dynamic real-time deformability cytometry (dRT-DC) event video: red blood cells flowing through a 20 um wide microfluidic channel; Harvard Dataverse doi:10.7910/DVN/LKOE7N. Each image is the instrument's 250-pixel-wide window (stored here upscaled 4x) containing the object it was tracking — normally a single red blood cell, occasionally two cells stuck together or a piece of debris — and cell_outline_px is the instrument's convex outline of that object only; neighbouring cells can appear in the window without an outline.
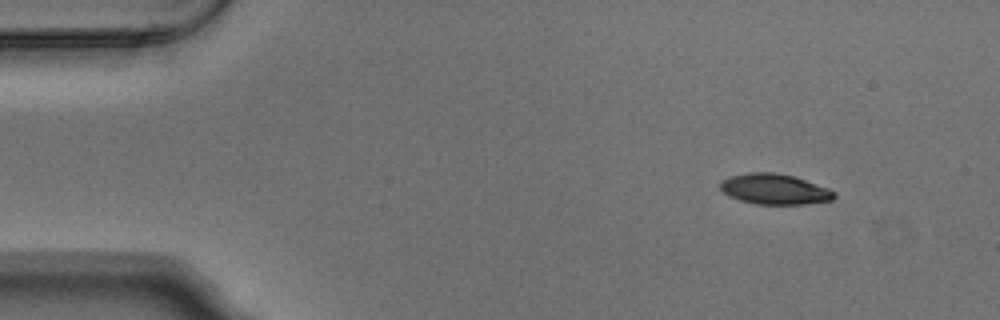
{"species": "Egyptian fruit bat (a non-hibernating species)", "species_latin": "Rousettus aegyptiacus", "temperature_condition": "warm", "stored_images_in_passage": 4, "camera_frame_rate_fps": 3000, "um_per_image_px": 0.085, "animal": {"sex": "male"}, "frame": {"image": 1, "passage_image": 1, "time_ms": 0.0, "image_size_px": [1000, 320], "cell_outline_px": [[836, 196], [832, 200], [804, 204], [756, 204], [740, 200], [728, 196], [720, 188], [720, 184], [724, 180], [732, 176], [748, 172], [776, 172], [792, 176], [828, 188], [836, 192]], "centroid_in_image_um": [65.85, 16.08], "position_along_channel_um": 19.2, "area_um2": 20.06}}
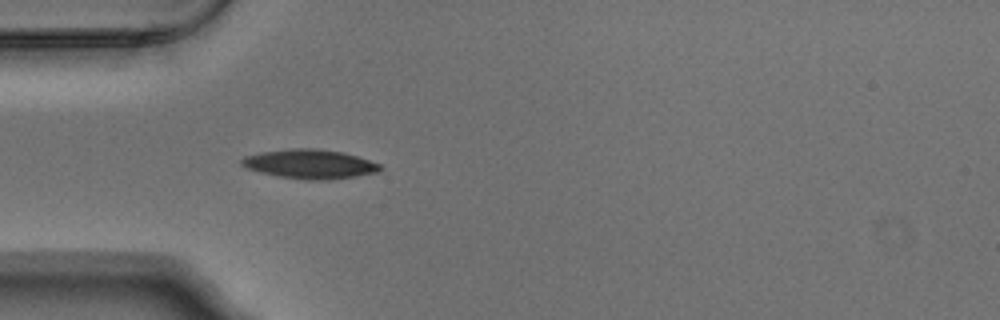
{"frame": {"image": 2, "passage_image": 4, "time_ms": 1.0, "image_size_px": [1000, 320], "cell_outline_px": [[384, 168], [380, 172], [328, 180], [308, 180], [280, 176], [260, 172], [248, 168], [240, 164], [240, 160], [244, 156], [260, 152], [292, 148], [316, 148], [344, 152], [380, 164]], "centroid_in_image_um": [26.35, 13.93], "position_along_channel_um": 58.7, "area_um2": 23.58}}